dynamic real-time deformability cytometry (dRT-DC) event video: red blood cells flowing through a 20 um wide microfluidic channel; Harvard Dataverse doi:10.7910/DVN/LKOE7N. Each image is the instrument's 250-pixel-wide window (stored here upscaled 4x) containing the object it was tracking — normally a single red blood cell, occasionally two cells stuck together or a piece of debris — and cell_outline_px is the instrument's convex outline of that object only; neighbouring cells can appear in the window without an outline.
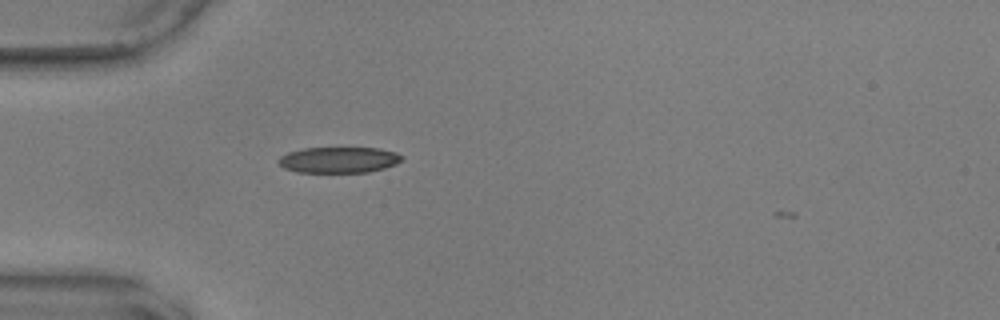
{"species": "common noctule bat (a hibernating species)", "species_latin": "Nyctalus noctula", "temperature_condition": "warm", "stored_images_in_passage": 2, "camera_frame_rate_fps": 3000, "um_per_image_px": 0.085, "animal": {"sex": "male", "body_mass_g": 17.9, "forearm_length_mm": 54.2}, "frame": {"image": 1, "passage_image": 1, "time_ms": 0.0, "image_size_px": [1000, 320], "cell_outline_px": [[404, 160], [396, 164], [384, 168], [368, 172], [296, 172], [284, 168], [280, 164], [280, 156], [288, 152], [304, 148], [380, 148], [396, 152], [404, 156]], "centroid_in_image_um": [28.85, 13.58], "position_along_channel_um": 56.1, "area_um2": 18.67}}